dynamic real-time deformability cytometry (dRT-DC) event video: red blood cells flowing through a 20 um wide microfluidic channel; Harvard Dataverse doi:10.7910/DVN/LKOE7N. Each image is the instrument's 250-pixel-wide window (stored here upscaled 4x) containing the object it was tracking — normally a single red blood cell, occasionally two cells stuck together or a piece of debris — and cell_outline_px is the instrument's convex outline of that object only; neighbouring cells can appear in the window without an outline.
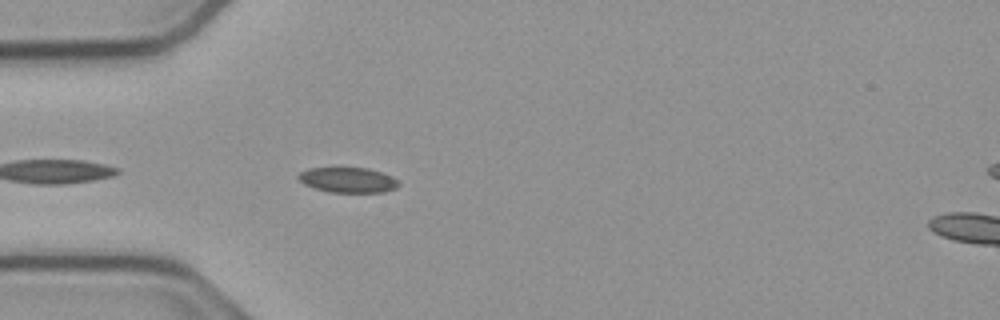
{"species": "common noctule bat (a hibernating species)", "species_latin": "Nyctalus noctula", "temperature_condition": "cold", "stored_images_in_passage": 6, "camera_frame_rate_fps": 3000, "um_per_image_px": 0.085, "animal": {"sex": "male", "body_mass_g": 23.1, "forearm_length_mm": 52.7}, "frame": {"image": 1, "passage_image": 3, "time_ms": 0.667, "image_size_px": [1000, 320], "cell_outline_px": [[400, 184], [396, 188], [384, 192], [328, 192], [304, 184], [296, 176], [300, 172], [308, 168], [336, 164], [368, 168], [384, 172], [392, 176]], "centroid_in_image_um": [29.54, 15.23], "position_along_channel_um": 55.5, "area_um2": 15.61}}